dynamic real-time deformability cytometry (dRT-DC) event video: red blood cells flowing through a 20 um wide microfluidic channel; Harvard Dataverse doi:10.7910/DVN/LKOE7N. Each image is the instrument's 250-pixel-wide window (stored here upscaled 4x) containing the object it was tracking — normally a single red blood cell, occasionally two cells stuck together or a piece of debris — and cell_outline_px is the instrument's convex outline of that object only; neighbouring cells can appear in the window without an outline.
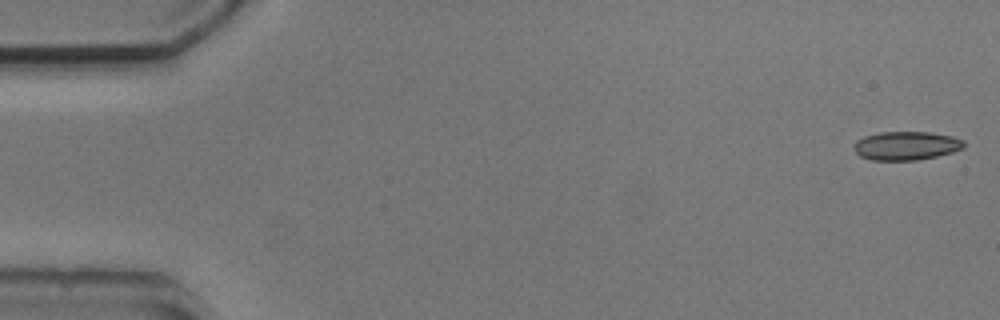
{"species": "common noctule bat (a hibernating species)", "species_latin": "Nyctalus noctula", "temperature_condition": "cold", "stored_images_in_passage": 4, "camera_frame_rate_fps": 3000, "um_per_image_px": 0.085, "animal": {"sex": "male", "body_mass_g": 20.5, "forearm_length_mm": 52.5}, "frame": {"image": 1, "passage_image": 1, "time_ms": 0.0, "image_size_px": [1000, 320], "cell_outline_px": [[964, 148], [952, 152], [936, 156], [916, 160], [872, 160], [860, 156], [856, 152], [852, 144], [856, 140], [864, 136], [880, 132], [928, 132], [952, 136], [964, 140]], "centroid_in_image_um": [77.01, 12.38], "position_along_channel_um": 8.0, "area_um2": 18.38}}
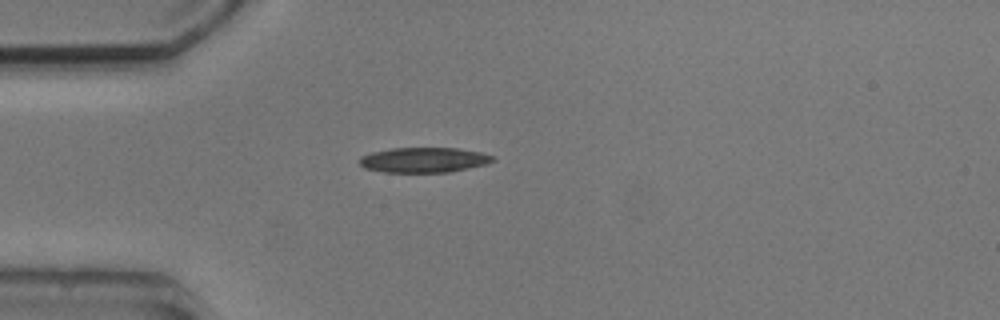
{"frame": {"image": 2, "passage_image": 4, "time_ms": 4.333, "image_size_px": [1000, 320], "cell_outline_px": [[496, 160], [484, 164], [448, 172], [384, 172], [364, 168], [360, 164], [360, 156], [372, 152], [392, 148], [456, 148], [480, 152], [496, 156]], "centroid_in_image_um": [36.02, 13.59], "position_along_channel_um": 49.0, "area_um2": 19.36}}